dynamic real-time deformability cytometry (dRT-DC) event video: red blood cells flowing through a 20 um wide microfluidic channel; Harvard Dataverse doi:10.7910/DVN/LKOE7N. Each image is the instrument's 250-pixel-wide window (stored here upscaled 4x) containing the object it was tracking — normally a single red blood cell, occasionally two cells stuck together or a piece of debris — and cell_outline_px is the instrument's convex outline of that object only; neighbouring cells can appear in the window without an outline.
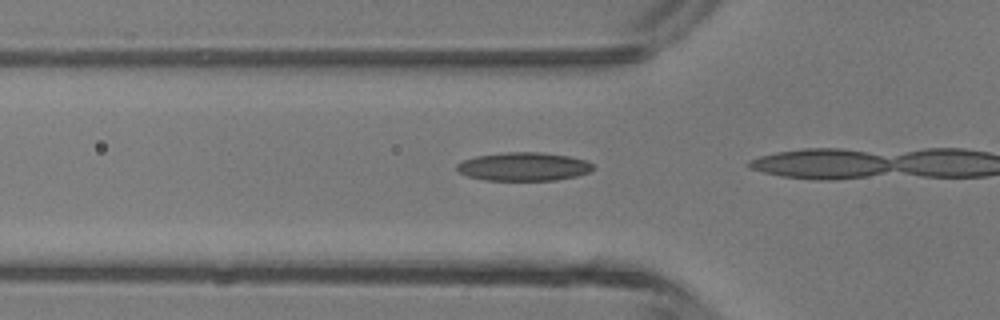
{"species": "common noctule bat (a hibernating species)", "species_latin": "Nyctalus noctula", "temperature_condition": "room temperature", "stored_images_in_passage": 14, "camera_frame_rate_fps": 3000, "um_per_image_px": 0.085, "animal": {"sex": "male", "body_mass_g": 13.3}, "frame": {"image": 1, "passage_image": 12, "time_ms": 3.667, "image_size_px": [1000, 320], "cell_outline_px": [[596, 168], [588, 172], [576, 176], [556, 180], [484, 180], [468, 176], [460, 172], [456, 168], [456, 164], [464, 160], [476, 156], [504, 152], [544, 152], [568, 156], [588, 160]], "centroid_in_image_um": [44.54, 14.15], "position_along_channel_um": 81.3, "area_um2": 22.66}}